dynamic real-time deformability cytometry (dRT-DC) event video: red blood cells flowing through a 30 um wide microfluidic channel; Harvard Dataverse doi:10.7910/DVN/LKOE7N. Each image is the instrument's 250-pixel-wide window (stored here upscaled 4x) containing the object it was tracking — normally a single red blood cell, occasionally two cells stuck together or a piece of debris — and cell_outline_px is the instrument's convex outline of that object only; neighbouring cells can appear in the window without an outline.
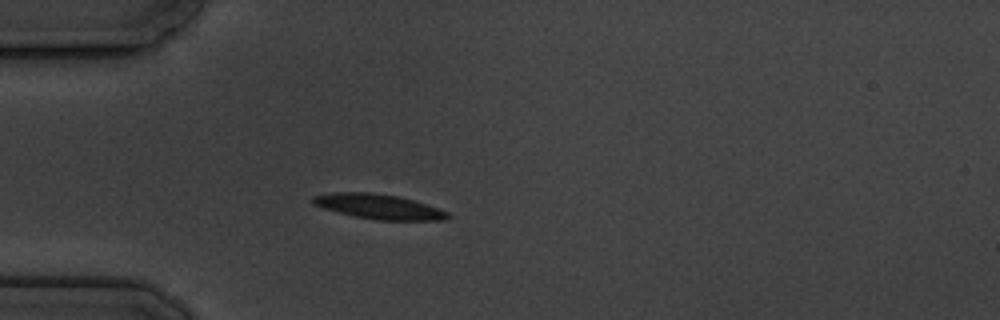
{"species": "common noctule bat (a hibernating species)", "species_latin": "Nyctalus noctula", "temperature_condition": "cold", "stored_images_in_passage": 6, "camera_frame_rate_fps": 3000, "um_per_image_px": 0.085, "animal": {"sex": "male", "body_mass_g": 19.5, "forearm_length_mm": 54.6}, "frame": {"image": 1, "passage_image": 5, "time_ms": 5.333, "image_size_px": [1000, 320], "cell_outline_px": [[452, 216], [444, 220], [380, 220], [356, 216], [324, 208], [312, 204], [312, 196], [332, 192], [372, 192], [396, 196], [412, 200], [448, 212]], "centroid_in_image_um": [32.17, 17.55], "position_along_channel_um": 52.8, "area_um2": 19.19}}